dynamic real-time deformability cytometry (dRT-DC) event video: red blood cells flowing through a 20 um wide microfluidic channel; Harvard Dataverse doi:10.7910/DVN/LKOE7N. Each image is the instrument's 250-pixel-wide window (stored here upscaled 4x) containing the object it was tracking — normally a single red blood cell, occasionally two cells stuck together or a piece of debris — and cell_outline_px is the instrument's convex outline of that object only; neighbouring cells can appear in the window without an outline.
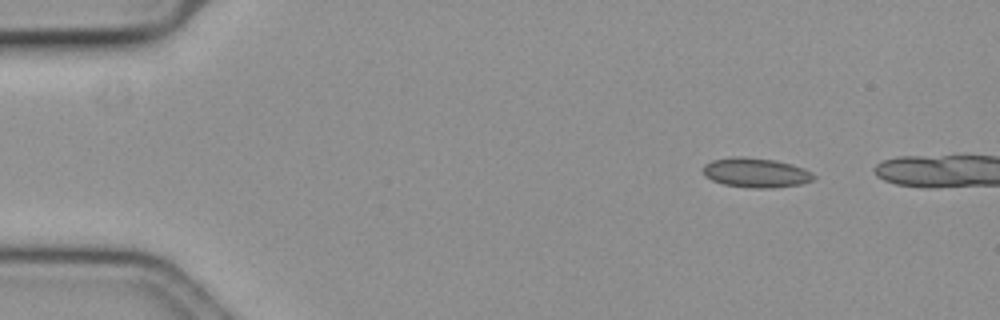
{"species": "common noctule bat (a hibernating species)", "species_latin": "Nyctalus noctula", "temperature_condition": "cold", "stored_images_in_passage": 11, "camera_frame_rate_fps": 3000, "um_per_image_px": 0.085, "animal": {"sex": "female", "body_mass_g": 19.3, "forearm_length_mm": 54.1}, "frame": {"image": 1, "passage_image": 7, "time_ms": 2.0, "image_size_px": [1000, 320], "cell_outline_px": [[816, 176], [812, 180], [800, 184], [776, 188], [752, 188], [724, 184], [712, 180], [704, 176], [704, 164], [712, 160], [736, 156], [740, 156], [772, 160], [792, 164], [804, 168], [812, 172]], "centroid_in_image_um": [64.26, 14.68], "position_along_channel_um": 20.7, "area_um2": 19.02}}